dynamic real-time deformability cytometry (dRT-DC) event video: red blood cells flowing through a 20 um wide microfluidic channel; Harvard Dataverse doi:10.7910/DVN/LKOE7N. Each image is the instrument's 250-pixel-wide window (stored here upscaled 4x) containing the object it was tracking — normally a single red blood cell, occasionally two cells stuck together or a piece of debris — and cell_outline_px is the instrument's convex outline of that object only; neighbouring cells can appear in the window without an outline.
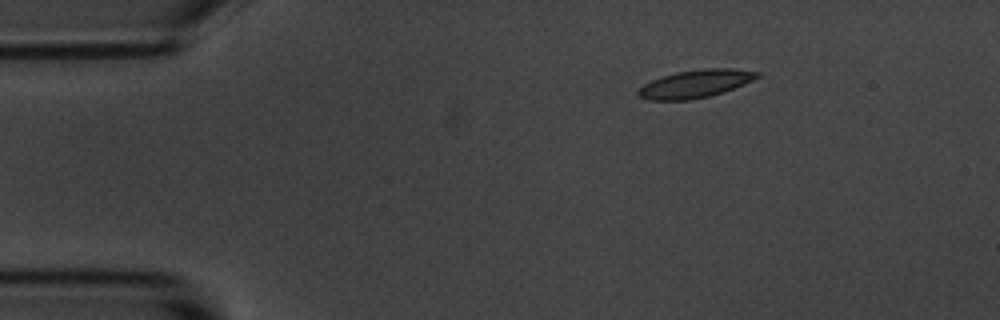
{"species": "common noctule bat (a hibernating species)", "species_latin": "Nyctalus noctula", "temperature_condition": "room temperature", "stored_images_in_passage": 3, "camera_frame_rate_fps": 3000, "um_per_image_px": 0.085, "animal": {"sex": "male", "body_mass_g": 20.1, "forearm_length_mm": 53.5}, "frame": {"image": 1, "passage_image": 1, "time_ms": 0.0, "image_size_px": [1000, 320], "cell_outline_px": [[760, 76], [752, 80], [732, 88], [708, 96], [688, 100], [648, 100], [636, 96], [636, 92], [644, 84], [652, 80], [676, 72], [700, 68], [732, 68], [760, 72]], "centroid_in_image_um": [59.06, 7.11], "position_along_channel_um": 25.9, "area_um2": 19.13}}